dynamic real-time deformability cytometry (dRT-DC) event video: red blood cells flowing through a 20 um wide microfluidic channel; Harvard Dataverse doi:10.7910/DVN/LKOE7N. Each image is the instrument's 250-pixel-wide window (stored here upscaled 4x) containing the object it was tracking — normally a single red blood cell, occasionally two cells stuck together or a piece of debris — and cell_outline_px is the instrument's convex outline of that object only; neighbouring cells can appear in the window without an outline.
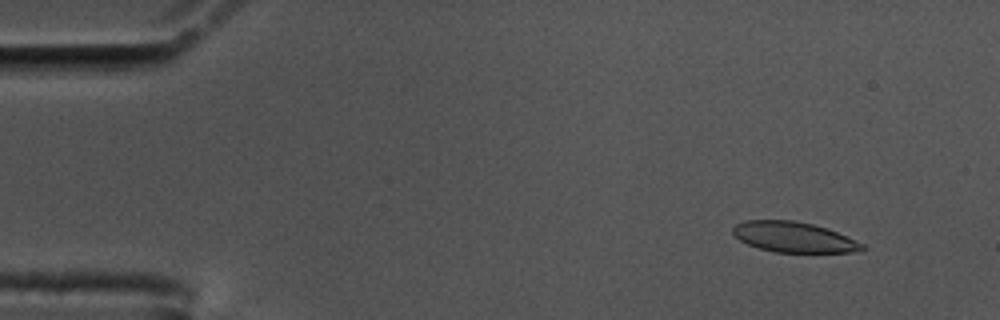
{"species": "common noctule bat (a hibernating species)", "species_latin": "Nyctalus noctula", "temperature_condition": "cold", "stored_images_in_passage": 56, "camera_frame_rate_fps": 3000, "um_per_image_px": 0.085, "animal": {"sex": "male", "body_mass_g": 17.5, "forearm_length_mm": 52.3}, "frame": {"image": 1, "passage_image": 6, "time_ms": 1.667, "image_size_px": [1000, 320], "cell_outline_px": [[868, 248], [852, 252], [776, 252], [760, 248], [748, 244], [740, 240], [732, 232], [732, 228], [736, 224], [744, 220], [792, 220], [812, 224], [836, 232], [856, 240], [864, 244]], "centroid_in_image_um": [67.46, 20.15], "position_along_channel_um": 17.5, "area_um2": 22.66}}
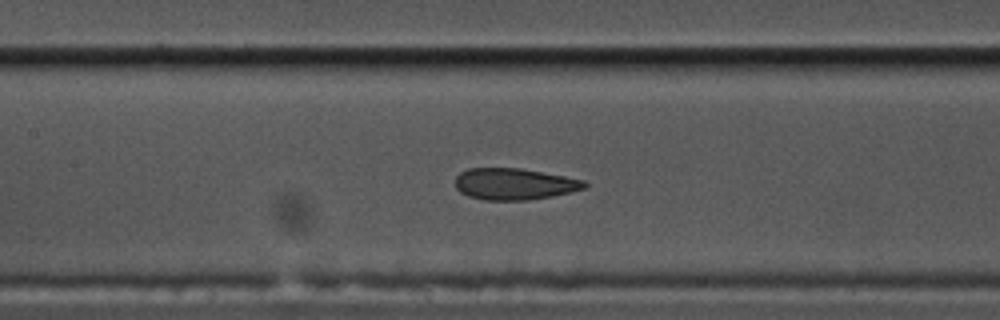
{"frame": {"image": 2, "passage_image": 27, "time_ms": 8.667, "image_size_px": [1000, 320], "cell_outline_px": [[588, 188], [552, 196], [528, 200], [484, 200], [468, 196], [460, 192], [456, 188], [456, 176], [460, 172], [468, 168], [520, 168], [564, 176], [584, 180], [588, 184]], "centroid_in_image_um": [43.72, 15.64], "position_along_channel_um": 163.7, "area_um2": 23.81}}
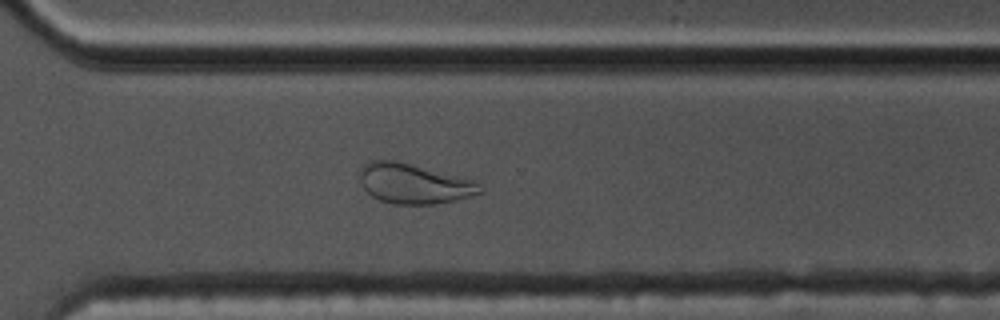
{"frame": {"image": 3, "passage_image": 42, "time_ms": 13.667, "image_size_px": [1000, 320], "cell_outline_px": [[484, 192], [456, 200], [436, 204], [396, 204], [380, 200], [372, 196], [360, 184], [360, 172], [364, 164], [368, 160], [400, 160], [480, 180], [484, 188]], "centroid_in_image_um": [35.28, 15.58], "position_along_channel_um": 335.3, "area_um2": 28.96}}